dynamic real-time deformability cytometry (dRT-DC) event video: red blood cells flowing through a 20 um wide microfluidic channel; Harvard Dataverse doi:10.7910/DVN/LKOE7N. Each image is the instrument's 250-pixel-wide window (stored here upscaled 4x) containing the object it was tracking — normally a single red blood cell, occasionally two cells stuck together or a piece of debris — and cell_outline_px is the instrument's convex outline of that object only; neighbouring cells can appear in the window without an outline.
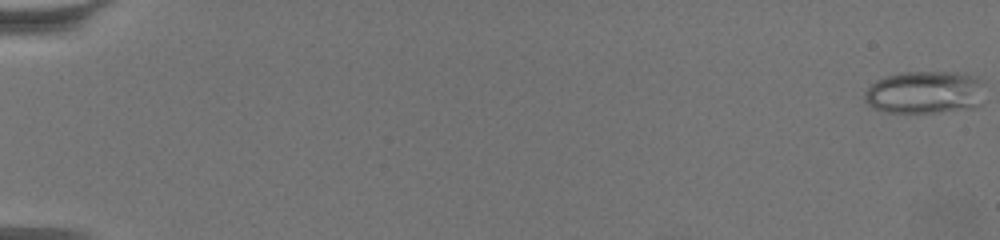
{"species": "common noctule bat (a hibernating species)", "species_latin": "Nyctalus noctula", "temperature_condition": "warm", "stored_images_in_passage": 64, "camera_frame_rate_fps": 3000, "um_per_image_px": 0.085, "animal": {"sex": "female", "body_mass_g": 19.5, "forearm_length_mm": 54.1}, "frame": {"image": 1, "passage_image": 1, "time_ms": 0.0, "image_size_px": [1000, 240], "cell_outline_px": [[980, 104], [976, 108], [936, 112], [884, 112], [872, 108], [864, 100], [864, 92], [876, 80], [900, 72], [964, 72], [980, 80]], "centroid_in_image_um": [78.56, 7.85], "position_along_channel_um": 6.4, "area_um2": 29.77}}
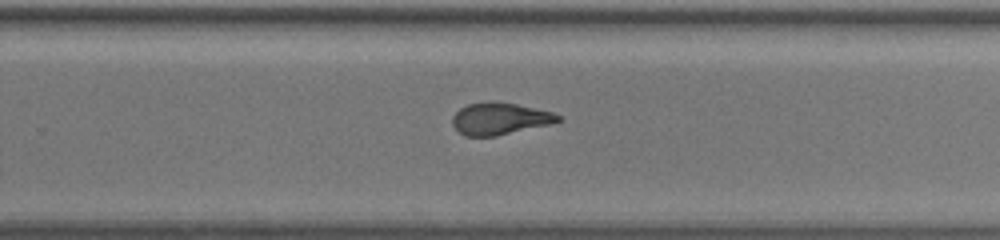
{"frame": {"image": 2, "passage_image": 44, "time_ms": 14.333, "image_size_px": [1000, 240], "cell_outline_px": [[564, 120], [552, 124], [496, 136], [464, 136], [452, 124], [452, 116], [460, 108], [468, 104], [516, 104], [552, 112], [560, 116]], "centroid_in_image_um": [42.52, 10.13], "position_along_channel_um": 287.3, "area_um2": 19.13}}
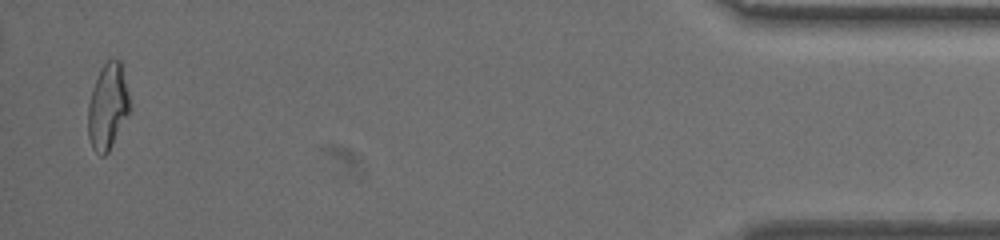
{"frame": {"image": 3, "passage_image": 63, "time_ms": 20.667, "image_size_px": [1000, 240], "cell_outline_px": [[132, 108], [108, 152], [104, 156], [100, 156], [92, 148], [88, 136], [88, 104], [92, 88], [100, 68], [112, 56], [120, 60]], "centroid_in_image_um": [9.16, 9.04], "position_along_channel_um": 426.0, "area_um2": 21.1}, "authors_computed_cell_mechanics": {"area_um2": 21.2415, "velocity_mm_per_s": 3.3908, "shape_relaxation_time_tau1_ms": null, "shape_relaxation_time_tau2_ms": 1.6053, "deformation_change_tau1": null, "deformation_change_tau2": 0.1003}}